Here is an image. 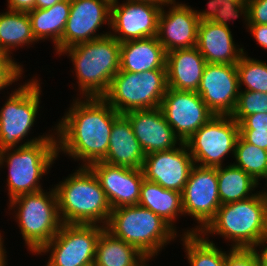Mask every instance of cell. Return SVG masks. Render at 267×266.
<instances>
[{
  "instance_id": "obj_1",
  "label": "cell",
  "mask_w": 267,
  "mask_h": 266,
  "mask_svg": "<svg viewBox=\"0 0 267 266\" xmlns=\"http://www.w3.org/2000/svg\"><path fill=\"white\" fill-rule=\"evenodd\" d=\"M102 97H75L61 120L53 127L57 151L82 162L102 161L108 151L114 121L120 116Z\"/></svg>"
},
{
  "instance_id": "obj_2",
  "label": "cell",
  "mask_w": 267,
  "mask_h": 266,
  "mask_svg": "<svg viewBox=\"0 0 267 266\" xmlns=\"http://www.w3.org/2000/svg\"><path fill=\"white\" fill-rule=\"evenodd\" d=\"M74 173L54 185L58 212L63 224L106 226L112 208L105 191L88 166H79Z\"/></svg>"
},
{
  "instance_id": "obj_3",
  "label": "cell",
  "mask_w": 267,
  "mask_h": 266,
  "mask_svg": "<svg viewBox=\"0 0 267 266\" xmlns=\"http://www.w3.org/2000/svg\"><path fill=\"white\" fill-rule=\"evenodd\" d=\"M200 234L205 239L220 235L232 243L230 248H257L267 237V200L263 190H256L247 199L221 205Z\"/></svg>"
},
{
  "instance_id": "obj_4",
  "label": "cell",
  "mask_w": 267,
  "mask_h": 266,
  "mask_svg": "<svg viewBox=\"0 0 267 266\" xmlns=\"http://www.w3.org/2000/svg\"><path fill=\"white\" fill-rule=\"evenodd\" d=\"M120 46L113 36L95 39L64 49L72 61L81 98L103 97L120 70Z\"/></svg>"
},
{
  "instance_id": "obj_5",
  "label": "cell",
  "mask_w": 267,
  "mask_h": 266,
  "mask_svg": "<svg viewBox=\"0 0 267 266\" xmlns=\"http://www.w3.org/2000/svg\"><path fill=\"white\" fill-rule=\"evenodd\" d=\"M52 134L38 142L0 152V170L8 169L6 188L9 201L21 194L42 191V177L58 158L57 136Z\"/></svg>"
},
{
  "instance_id": "obj_6",
  "label": "cell",
  "mask_w": 267,
  "mask_h": 266,
  "mask_svg": "<svg viewBox=\"0 0 267 266\" xmlns=\"http://www.w3.org/2000/svg\"><path fill=\"white\" fill-rule=\"evenodd\" d=\"M105 228L114 237L136 247L145 256L155 258L170 241L181 237L177 233L179 231L162 217L139 205L113 209Z\"/></svg>"
},
{
  "instance_id": "obj_7",
  "label": "cell",
  "mask_w": 267,
  "mask_h": 266,
  "mask_svg": "<svg viewBox=\"0 0 267 266\" xmlns=\"http://www.w3.org/2000/svg\"><path fill=\"white\" fill-rule=\"evenodd\" d=\"M48 190L21 194L8 202V211L14 210L13 219L25 241L24 246L34 255L58 233L63 224L56 191L54 187Z\"/></svg>"
},
{
  "instance_id": "obj_8",
  "label": "cell",
  "mask_w": 267,
  "mask_h": 266,
  "mask_svg": "<svg viewBox=\"0 0 267 266\" xmlns=\"http://www.w3.org/2000/svg\"><path fill=\"white\" fill-rule=\"evenodd\" d=\"M37 79L33 76L23 84L18 83L16 86L18 88L11 90L9 97L0 108V152L44 140L52 134L48 132L37 137H30V140L26 139L36 124V117L39 118L38 111L42 108L40 107L42 83Z\"/></svg>"
},
{
  "instance_id": "obj_9",
  "label": "cell",
  "mask_w": 267,
  "mask_h": 266,
  "mask_svg": "<svg viewBox=\"0 0 267 266\" xmlns=\"http://www.w3.org/2000/svg\"><path fill=\"white\" fill-rule=\"evenodd\" d=\"M167 88L166 69L141 73L119 70L102 98L115 111L124 115L135 110L160 107Z\"/></svg>"
},
{
  "instance_id": "obj_10",
  "label": "cell",
  "mask_w": 267,
  "mask_h": 266,
  "mask_svg": "<svg viewBox=\"0 0 267 266\" xmlns=\"http://www.w3.org/2000/svg\"><path fill=\"white\" fill-rule=\"evenodd\" d=\"M105 229L101 225L62 224L35 255L49 253L45 266L94 265L97 242Z\"/></svg>"
},
{
  "instance_id": "obj_11",
  "label": "cell",
  "mask_w": 267,
  "mask_h": 266,
  "mask_svg": "<svg viewBox=\"0 0 267 266\" xmlns=\"http://www.w3.org/2000/svg\"><path fill=\"white\" fill-rule=\"evenodd\" d=\"M239 137V125L231 115H215L186 142L194 165L221 167L233 155ZM230 153V154H229Z\"/></svg>"
},
{
  "instance_id": "obj_12",
  "label": "cell",
  "mask_w": 267,
  "mask_h": 266,
  "mask_svg": "<svg viewBox=\"0 0 267 266\" xmlns=\"http://www.w3.org/2000/svg\"><path fill=\"white\" fill-rule=\"evenodd\" d=\"M184 216H191L197 224L194 228L183 229L182 235L200 233L215 217L221 206L218 192L217 167L191 168L188 180L182 191Z\"/></svg>"
},
{
  "instance_id": "obj_13",
  "label": "cell",
  "mask_w": 267,
  "mask_h": 266,
  "mask_svg": "<svg viewBox=\"0 0 267 266\" xmlns=\"http://www.w3.org/2000/svg\"><path fill=\"white\" fill-rule=\"evenodd\" d=\"M112 0L110 35L118 42L157 36L162 7L146 1Z\"/></svg>"
},
{
  "instance_id": "obj_14",
  "label": "cell",
  "mask_w": 267,
  "mask_h": 266,
  "mask_svg": "<svg viewBox=\"0 0 267 266\" xmlns=\"http://www.w3.org/2000/svg\"><path fill=\"white\" fill-rule=\"evenodd\" d=\"M160 108L181 142H186L215 114L197 92L167 88Z\"/></svg>"
},
{
  "instance_id": "obj_15",
  "label": "cell",
  "mask_w": 267,
  "mask_h": 266,
  "mask_svg": "<svg viewBox=\"0 0 267 266\" xmlns=\"http://www.w3.org/2000/svg\"><path fill=\"white\" fill-rule=\"evenodd\" d=\"M111 3L112 0H71L70 15L62 35V51L110 35L111 31H98L104 25L110 28Z\"/></svg>"
},
{
  "instance_id": "obj_16",
  "label": "cell",
  "mask_w": 267,
  "mask_h": 266,
  "mask_svg": "<svg viewBox=\"0 0 267 266\" xmlns=\"http://www.w3.org/2000/svg\"><path fill=\"white\" fill-rule=\"evenodd\" d=\"M182 3L172 0L162 7L159 15L157 39L166 52L193 48L197 44L203 10H194L190 5Z\"/></svg>"
},
{
  "instance_id": "obj_17",
  "label": "cell",
  "mask_w": 267,
  "mask_h": 266,
  "mask_svg": "<svg viewBox=\"0 0 267 266\" xmlns=\"http://www.w3.org/2000/svg\"><path fill=\"white\" fill-rule=\"evenodd\" d=\"M196 92L215 115H231L239 95L236 64L207 63Z\"/></svg>"
},
{
  "instance_id": "obj_18",
  "label": "cell",
  "mask_w": 267,
  "mask_h": 266,
  "mask_svg": "<svg viewBox=\"0 0 267 266\" xmlns=\"http://www.w3.org/2000/svg\"><path fill=\"white\" fill-rule=\"evenodd\" d=\"M193 166V157L182 142L172 150L146 155L142 171L146 180L182 193Z\"/></svg>"
},
{
  "instance_id": "obj_19",
  "label": "cell",
  "mask_w": 267,
  "mask_h": 266,
  "mask_svg": "<svg viewBox=\"0 0 267 266\" xmlns=\"http://www.w3.org/2000/svg\"><path fill=\"white\" fill-rule=\"evenodd\" d=\"M97 177L113 209L138 205L144 174L133 169L97 161L88 166Z\"/></svg>"
},
{
  "instance_id": "obj_20",
  "label": "cell",
  "mask_w": 267,
  "mask_h": 266,
  "mask_svg": "<svg viewBox=\"0 0 267 266\" xmlns=\"http://www.w3.org/2000/svg\"><path fill=\"white\" fill-rule=\"evenodd\" d=\"M124 116L130 121L134 135L146 155L172 150L182 143L167 123L160 107L135 110Z\"/></svg>"
},
{
  "instance_id": "obj_21",
  "label": "cell",
  "mask_w": 267,
  "mask_h": 266,
  "mask_svg": "<svg viewBox=\"0 0 267 266\" xmlns=\"http://www.w3.org/2000/svg\"><path fill=\"white\" fill-rule=\"evenodd\" d=\"M240 46L235 44L231 29L202 16L196 48L207 63L237 64L244 50Z\"/></svg>"
},
{
  "instance_id": "obj_22",
  "label": "cell",
  "mask_w": 267,
  "mask_h": 266,
  "mask_svg": "<svg viewBox=\"0 0 267 266\" xmlns=\"http://www.w3.org/2000/svg\"><path fill=\"white\" fill-rule=\"evenodd\" d=\"M206 64V60L196 47L167 52L168 88L196 92Z\"/></svg>"
},
{
  "instance_id": "obj_23",
  "label": "cell",
  "mask_w": 267,
  "mask_h": 266,
  "mask_svg": "<svg viewBox=\"0 0 267 266\" xmlns=\"http://www.w3.org/2000/svg\"><path fill=\"white\" fill-rule=\"evenodd\" d=\"M145 151L134 135L130 121L120 115L113 123L105 163L142 169Z\"/></svg>"
},
{
  "instance_id": "obj_24",
  "label": "cell",
  "mask_w": 267,
  "mask_h": 266,
  "mask_svg": "<svg viewBox=\"0 0 267 266\" xmlns=\"http://www.w3.org/2000/svg\"><path fill=\"white\" fill-rule=\"evenodd\" d=\"M166 56L157 36L126 41L120 46V70L141 73L166 69Z\"/></svg>"
},
{
  "instance_id": "obj_25",
  "label": "cell",
  "mask_w": 267,
  "mask_h": 266,
  "mask_svg": "<svg viewBox=\"0 0 267 266\" xmlns=\"http://www.w3.org/2000/svg\"><path fill=\"white\" fill-rule=\"evenodd\" d=\"M71 0H61L46 9L28 12L32 34L36 41L51 40L57 55L62 52V35L70 15ZM42 40V41H41Z\"/></svg>"
},
{
  "instance_id": "obj_26",
  "label": "cell",
  "mask_w": 267,
  "mask_h": 266,
  "mask_svg": "<svg viewBox=\"0 0 267 266\" xmlns=\"http://www.w3.org/2000/svg\"><path fill=\"white\" fill-rule=\"evenodd\" d=\"M138 205L151 210L156 215L162 217L176 231L175 221L183 213L182 193L165 189L155 182L144 178L142 181L140 199Z\"/></svg>"
},
{
  "instance_id": "obj_27",
  "label": "cell",
  "mask_w": 267,
  "mask_h": 266,
  "mask_svg": "<svg viewBox=\"0 0 267 266\" xmlns=\"http://www.w3.org/2000/svg\"><path fill=\"white\" fill-rule=\"evenodd\" d=\"M37 43L27 12L7 10L0 13V52L15 59L11 54L20 47Z\"/></svg>"
},
{
  "instance_id": "obj_28",
  "label": "cell",
  "mask_w": 267,
  "mask_h": 266,
  "mask_svg": "<svg viewBox=\"0 0 267 266\" xmlns=\"http://www.w3.org/2000/svg\"><path fill=\"white\" fill-rule=\"evenodd\" d=\"M217 178L221 205L244 200L255 195L254 192L260 184L233 163L217 167Z\"/></svg>"
},
{
  "instance_id": "obj_29",
  "label": "cell",
  "mask_w": 267,
  "mask_h": 266,
  "mask_svg": "<svg viewBox=\"0 0 267 266\" xmlns=\"http://www.w3.org/2000/svg\"><path fill=\"white\" fill-rule=\"evenodd\" d=\"M144 257L136 247L105 229L97 242L94 266H135Z\"/></svg>"
},
{
  "instance_id": "obj_30",
  "label": "cell",
  "mask_w": 267,
  "mask_h": 266,
  "mask_svg": "<svg viewBox=\"0 0 267 266\" xmlns=\"http://www.w3.org/2000/svg\"><path fill=\"white\" fill-rule=\"evenodd\" d=\"M186 259L190 266H225V251L200 233L181 235Z\"/></svg>"
},
{
  "instance_id": "obj_31",
  "label": "cell",
  "mask_w": 267,
  "mask_h": 266,
  "mask_svg": "<svg viewBox=\"0 0 267 266\" xmlns=\"http://www.w3.org/2000/svg\"><path fill=\"white\" fill-rule=\"evenodd\" d=\"M233 164L249 175L258 183L267 180V151L247 143L240 135L237 139ZM263 178V179H262Z\"/></svg>"
},
{
  "instance_id": "obj_32",
  "label": "cell",
  "mask_w": 267,
  "mask_h": 266,
  "mask_svg": "<svg viewBox=\"0 0 267 266\" xmlns=\"http://www.w3.org/2000/svg\"><path fill=\"white\" fill-rule=\"evenodd\" d=\"M245 51L243 50V54L236 64L239 90L267 93V63L251 58ZM242 85L245 88L242 89Z\"/></svg>"
},
{
  "instance_id": "obj_33",
  "label": "cell",
  "mask_w": 267,
  "mask_h": 266,
  "mask_svg": "<svg viewBox=\"0 0 267 266\" xmlns=\"http://www.w3.org/2000/svg\"><path fill=\"white\" fill-rule=\"evenodd\" d=\"M203 15L210 21L226 26L229 22L243 16L244 25L248 29V2L247 0H224L218 3H208Z\"/></svg>"
},
{
  "instance_id": "obj_34",
  "label": "cell",
  "mask_w": 267,
  "mask_h": 266,
  "mask_svg": "<svg viewBox=\"0 0 267 266\" xmlns=\"http://www.w3.org/2000/svg\"><path fill=\"white\" fill-rule=\"evenodd\" d=\"M267 113V93L239 90L238 100L231 117L240 123L246 116Z\"/></svg>"
},
{
  "instance_id": "obj_35",
  "label": "cell",
  "mask_w": 267,
  "mask_h": 266,
  "mask_svg": "<svg viewBox=\"0 0 267 266\" xmlns=\"http://www.w3.org/2000/svg\"><path fill=\"white\" fill-rule=\"evenodd\" d=\"M225 266H260L257 248H230L225 251Z\"/></svg>"
},
{
  "instance_id": "obj_36",
  "label": "cell",
  "mask_w": 267,
  "mask_h": 266,
  "mask_svg": "<svg viewBox=\"0 0 267 266\" xmlns=\"http://www.w3.org/2000/svg\"><path fill=\"white\" fill-rule=\"evenodd\" d=\"M24 68L13 58L3 56L0 59V91L10 89L15 82L22 79Z\"/></svg>"
},
{
  "instance_id": "obj_37",
  "label": "cell",
  "mask_w": 267,
  "mask_h": 266,
  "mask_svg": "<svg viewBox=\"0 0 267 266\" xmlns=\"http://www.w3.org/2000/svg\"><path fill=\"white\" fill-rule=\"evenodd\" d=\"M248 23L267 25V0H247Z\"/></svg>"
},
{
  "instance_id": "obj_38",
  "label": "cell",
  "mask_w": 267,
  "mask_h": 266,
  "mask_svg": "<svg viewBox=\"0 0 267 266\" xmlns=\"http://www.w3.org/2000/svg\"><path fill=\"white\" fill-rule=\"evenodd\" d=\"M239 125V131H267V113L246 116Z\"/></svg>"
},
{
  "instance_id": "obj_39",
  "label": "cell",
  "mask_w": 267,
  "mask_h": 266,
  "mask_svg": "<svg viewBox=\"0 0 267 266\" xmlns=\"http://www.w3.org/2000/svg\"><path fill=\"white\" fill-rule=\"evenodd\" d=\"M239 135L247 143L267 151V131H239Z\"/></svg>"
},
{
  "instance_id": "obj_40",
  "label": "cell",
  "mask_w": 267,
  "mask_h": 266,
  "mask_svg": "<svg viewBox=\"0 0 267 266\" xmlns=\"http://www.w3.org/2000/svg\"><path fill=\"white\" fill-rule=\"evenodd\" d=\"M256 40L257 44L260 45L264 50H267V25L263 24H248V32Z\"/></svg>"
},
{
  "instance_id": "obj_41",
  "label": "cell",
  "mask_w": 267,
  "mask_h": 266,
  "mask_svg": "<svg viewBox=\"0 0 267 266\" xmlns=\"http://www.w3.org/2000/svg\"><path fill=\"white\" fill-rule=\"evenodd\" d=\"M36 0H7L6 10L29 12L35 9Z\"/></svg>"
},
{
  "instance_id": "obj_42",
  "label": "cell",
  "mask_w": 267,
  "mask_h": 266,
  "mask_svg": "<svg viewBox=\"0 0 267 266\" xmlns=\"http://www.w3.org/2000/svg\"><path fill=\"white\" fill-rule=\"evenodd\" d=\"M257 250L260 257V266H267V237L258 245Z\"/></svg>"
},
{
  "instance_id": "obj_43",
  "label": "cell",
  "mask_w": 267,
  "mask_h": 266,
  "mask_svg": "<svg viewBox=\"0 0 267 266\" xmlns=\"http://www.w3.org/2000/svg\"><path fill=\"white\" fill-rule=\"evenodd\" d=\"M61 0H36L35 8L46 9L52 7L54 4L60 2Z\"/></svg>"
},
{
  "instance_id": "obj_44",
  "label": "cell",
  "mask_w": 267,
  "mask_h": 266,
  "mask_svg": "<svg viewBox=\"0 0 267 266\" xmlns=\"http://www.w3.org/2000/svg\"><path fill=\"white\" fill-rule=\"evenodd\" d=\"M4 237L0 238V266H6L8 265L7 262V251L4 247ZM7 260V261H6Z\"/></svg>"
},
{
  "instance_id": "obj_45",
  "label": "cell",
  "mask_w": 267,
  "mask_h": 266,
  "mask_svg": "<svg viewBox=\"0 0 267 266\" xmlns=\"http://www.w3.org/2000/svg\"><path fill=\"white\" fill-rule=\"evenodd\" d=\"M135 1H146V2H151L154 4H157L161 7L167 5L168 3H170L172 0H135Z\"/></svg>"
},
{
  "instance_id": "obj_46",
  "label": "cell",
  "mask_w": 267,
  "mask_h": 266,
  "mask_svg": "<svg viewBox=\"0 0 267 266\" xmlns=\"http://www.w3.org/2000/svg\"><path fill=\"white\" fill-rule=\"evenodd\" d=\"M153 258L154 256H145L135 266H150L148 262L152 261Z\"/></svg>"
},
{
  "instance_id": "obj_47",
  "label": "cell",
  "mask_w": 267,
  "mask_h": 266,
  "mask_svg": "<svg viewBox=\"0 0 267 266\" xmlns=\"http://www.w3.org/2000/svg\"><path fill=\"white\" fill-rule=\"evenodd\" d=\"M265 186L267 187V180H266ZM263 192H264L266 200H267V189L265 187L263 188Z\"/></svg>"
},
{
  "instance_id": "obj_48",
  "label": "cell",
  "mask_w": 267,
  "mask_h": 266,
  "mask_svg": "<svg viewBox=\"0 0 267 266\" xmlns=\"http://www.w3.org/2000/svg\"><path fill=\"white\" fill-rule=\"evenodd\" d=\"M220 1H224V0H209V2H207V5H208V3H218Z\"/></svg>"
},
{
  "instance_id": "obj_49",
  "label": "cell",
  "mask_w": 267,
  "mask_h": 266,
  "mask_svg": "<svg viewBox=\"0 0 267 266\" xmlns=\"http://www.w3.org/2000/svg\"><path fill=\"white\" fill-rule=\"evenodd\" d=\"M4 55L0 52V59L3 57Z\"/></svg>"
}]
</instances>
